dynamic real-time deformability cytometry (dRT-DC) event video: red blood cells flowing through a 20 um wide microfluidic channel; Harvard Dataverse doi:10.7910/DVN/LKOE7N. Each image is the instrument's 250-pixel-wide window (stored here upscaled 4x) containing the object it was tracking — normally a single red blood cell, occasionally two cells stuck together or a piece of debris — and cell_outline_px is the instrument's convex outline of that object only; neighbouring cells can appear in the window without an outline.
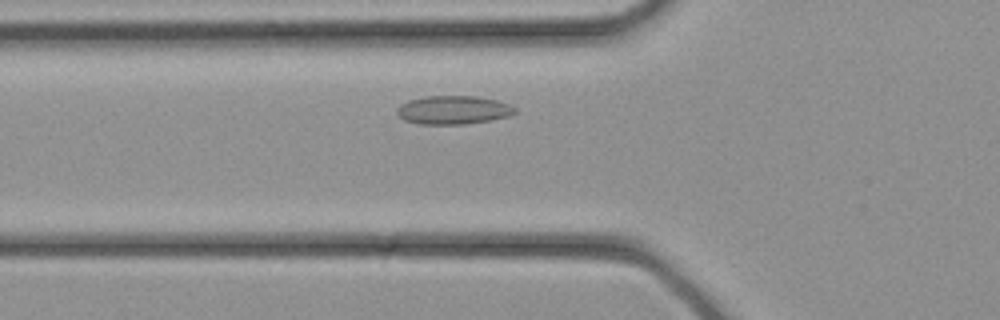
{"species": "common noctule bat (a hibernating species)", "species_latin": "Nyctalus noctula", "temperature_condition": "cold", "stored_images_in_passage": 26, "camera_frame_rate_fps": 3000, "um_per_image_px": 0.085, "animal": {"sex": "female", "body_mass_g": 21.9}, "frame": {"image": 1, "passage_image": 4, "time_ms": 1.0, "image_size_px": [1000, 320], "cell_outline_px": [[516, 112], [508, 116], [492, 120], [464, 124], [420, 124], [404, 120], [396, 112], [396, 108], [400, 104], [408, 100], [424, 96], [476, 96], [496, 100], [508, 104], [516, 108]], "centroid_in_image_um": [38.5, 9.34], "position_along_channel_um": 87.3, "area_um2": 19.65}}
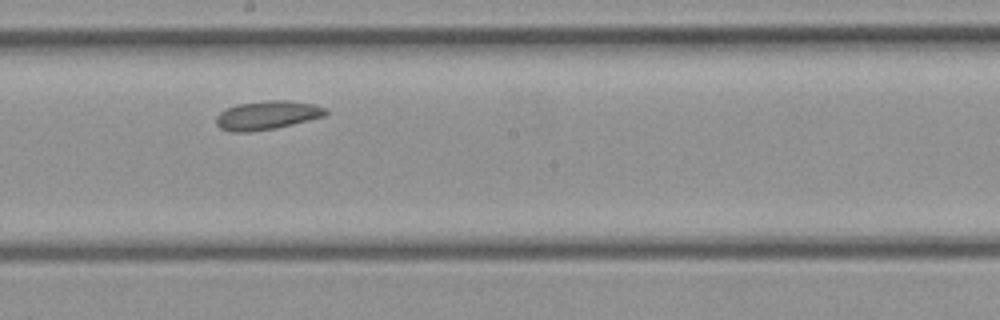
{"frame": {"image": 2, "passage_image": 11, "time_ms": 3.333, "image_size_px": [1000, 320], "cell_outline_px": [[328, 112], [324, 116], [276, 128], [248, 132], [228, 132], [220, 128], [216, 124], [216, 116], [220, 112], [228, 108], [240, 104], [268, 100], [288, 100], [312, 104], [324, 108]], "centroid_in_image_um": [22.67, 9.8], "position_along_channel_um": 225.5, "area_um2": 18.15}}
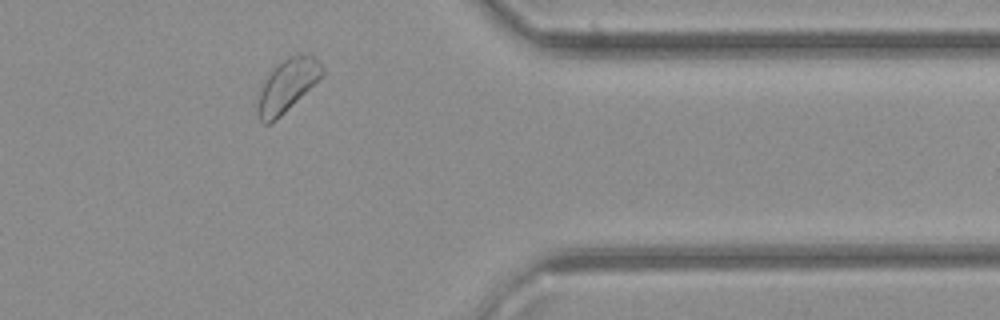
{"frame": {"image": 3, "passage_image": 20, "time_ms": 6.333, "image_size_px": [1000, 320], "cell_outline_px": [[324, 76], [272, 124], [264, 124], [260, 120], [260, 92], [272, 68], [276, 64], [288, 56], [300, 52], [312, 56], [324, 68]], "centroid_in_image_um": [24.49, 7.22], "position_along_channel_um": 386.9, "area_um2": 19.48}}